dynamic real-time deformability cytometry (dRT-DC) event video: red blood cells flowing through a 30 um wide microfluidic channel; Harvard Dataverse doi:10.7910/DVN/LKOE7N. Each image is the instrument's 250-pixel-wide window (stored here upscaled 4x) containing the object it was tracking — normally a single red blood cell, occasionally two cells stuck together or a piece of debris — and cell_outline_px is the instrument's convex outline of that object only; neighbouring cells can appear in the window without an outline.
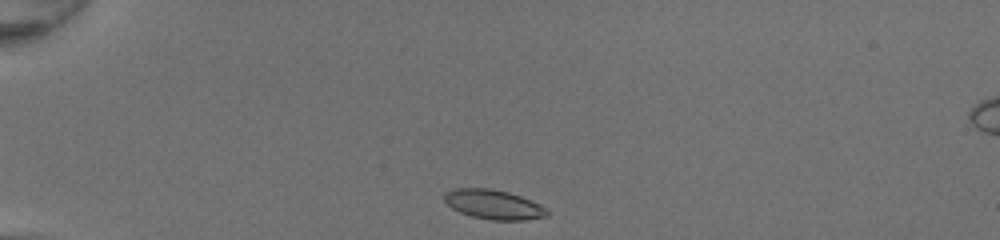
{"species": "common noctule bat (a hibernating species)", "species_latin": "Nyctalus noctula", "temperature_condition": "room temperature", "stored_images_in_passage": 33, "camera_frame_rate_fps": 3000, "um_per_image_px": 0.085, "animal": {"sex": "female", "body_mass_g": 20.0, "forearm_length_mm": 54.0}, "frame": {"image": 1, "passage_image": 1, "time_ms": 0.0, "image_size_px": [1000, 240], "cell_outline_px": [[548, 216], [524, 220], [492, 220], [472, 216], [460, 212], [452, 208], [444, 200], [444, 192], [456, 188], [492, 188], [508, 192], [520, 196], [540, 204], [548, 208]], "centroid_in_image_um": [41.97, 17.37], "position_along_channel_um": 43.0, "area_um2": 17.69}}
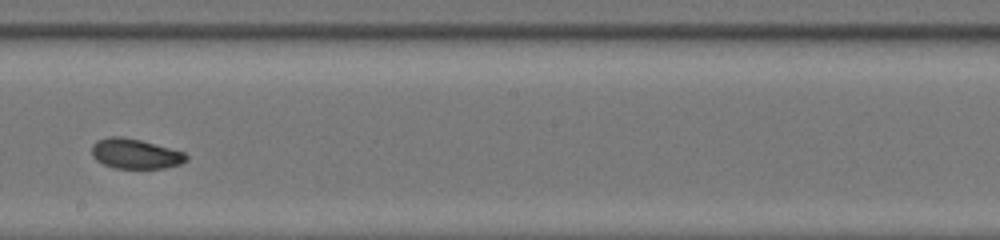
{"frame": {"image": 2, "passage_image": 18, "time_ms": 5.667, "image_size_px": [1000, 240], "cell_outline_px": [[188, 160], [180, 164], [164, 168], [116, 168], [104, 164], [96, 160], [92, 156], [92, 144], [96, 140], [108, 136], [120, 136], [140, 140], [184, 152], [188, 156]], "centroid_in_image_um": [11.48, 13.06], "position_along_channel_um": 236.7, "area_um2": 16.47}}
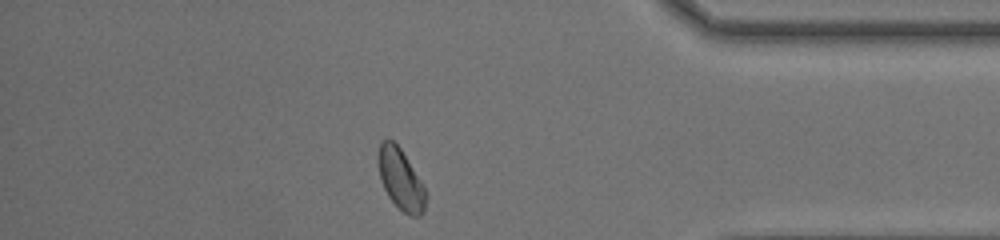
{"frame": {"image": 3, "passage_image": 31, "time_ms": 10.0, "image_size_px": [1000, 240], "cell_outline_px": [[428, 196], [424, 212], [420, 216], [408, 216], [388, 196], [380, 180], [376, 156], [380, 140], [392, 140], [400, 148], [424, 184]], "centroid_in_image_um": [34.06, 15.24], "position_along_channel_um": 401.1, "area_um2": 17.28}, "authors_computed_cell_mechanics": {"area_um2": 16.7042, "velocity_mm_per_s": 4.3094, "shape_relaxation_time_tau1_ms": 2.7667, "shape_relaxation_time_tau2_ms": 2.4955, "deformation_change_tau1": 0.0931, "deformation_change_tau2": 0.0634}}